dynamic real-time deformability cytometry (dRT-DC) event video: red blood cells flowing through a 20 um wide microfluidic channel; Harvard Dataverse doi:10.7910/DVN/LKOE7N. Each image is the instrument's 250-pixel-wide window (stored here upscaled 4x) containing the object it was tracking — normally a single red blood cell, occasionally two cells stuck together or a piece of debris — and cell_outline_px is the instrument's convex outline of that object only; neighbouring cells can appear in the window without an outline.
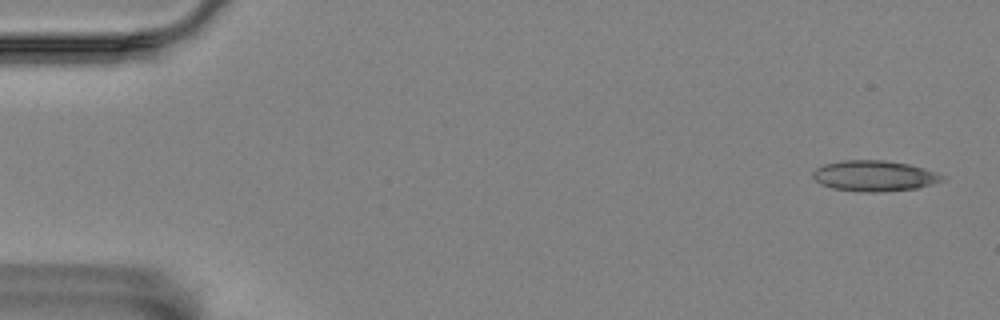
{"species": "Egyptian fruit bat (a non-hibernating species)", "species_latin": "Rousettus aegyptiacus", "temperature_condition": "room temperature", "stored_images_in_passage": 4, "camera_frame_rate_fps": 3000, "um_per_image_px": 0.085, "animal": {"sex": "female"}, "frame": {"image": 1, "passage_image": 1, "time_ms": 0.0, "image_size_px": [1000, 320], "cell_outline_px": [[948, 176], [944, 180], [920, 188], [880, 192], [860, 192], [832, 188], [820, 184], [812, 176], [812, 172], [816, 168], [824, 164], [840, 160], [884, 160], [908, 164], [924, 168]], "centroid_in_image_um": [74.34, 14.95], "position_along_channel_um": 10.7, "area_um2": 23.47}}